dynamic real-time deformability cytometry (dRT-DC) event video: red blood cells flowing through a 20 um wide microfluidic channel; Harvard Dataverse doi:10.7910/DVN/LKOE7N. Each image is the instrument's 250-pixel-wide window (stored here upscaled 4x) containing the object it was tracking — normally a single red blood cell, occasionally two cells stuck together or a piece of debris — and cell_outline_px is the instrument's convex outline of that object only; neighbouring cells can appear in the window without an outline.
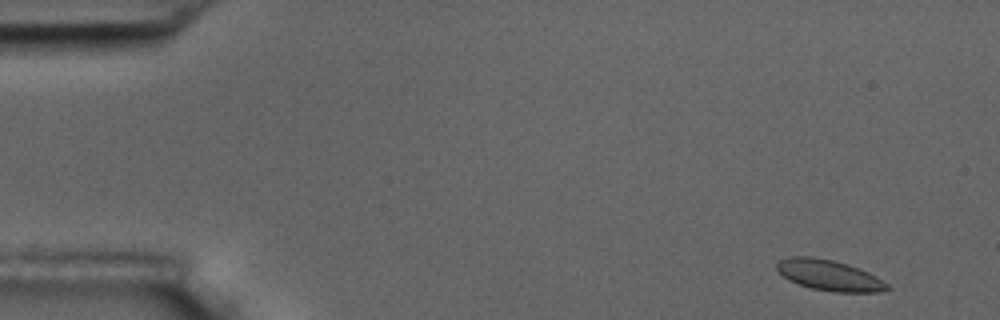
{"species": "common noctule bat (a hibernating species)", "species_latin": "Nyctalus noctula", "temperature_condition": "room temperature", "stored_images_in_passage": 6, "camera_frame_rate_fps": 3000, "um_per_image_px": 0.085, "animal": {"sex": "male", "body_mass_g": 17.5, "forearm_length_mm": 52.3}, "frame": {"image": 1, "passage_image": 1, "time_ms": 0.0, "image_size_px": [1000, 320], "cell_outline_px": [[892, 288], [884, 292], [832, 292], [812, 288], [788, 280], [776, 268], [776, 264], [780, 260], [788, 256], [812, 256], [832, 260], [848, 264], [868, 272], [876, 276], [888, 284]], "centroid_in_image_um": [70.51, 23.4], "position_along_channel_um": 14.5, "area_um2": 19.83}}
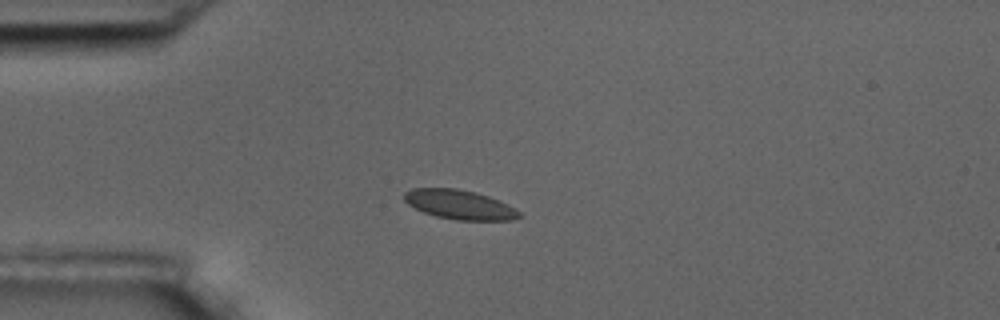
{"frame": {"image": 2, "passage_image": 4, "time_ms": 3.667, "image_size_px": [1000, 320], "cell_outline_px": [[520, 216], [512, 220], [456, 220], [436, 216], [424, 212], [408, 204], [404, 200], [404, 192], [412, 188], [456, 188], [476, 192], [488, 196], [508, 204], [516, 208], [520, 212]], "centroid_in_image_um": [39.06, 17.38], "position_along_channel_um": 45.9, "area_um2": 19.65}}